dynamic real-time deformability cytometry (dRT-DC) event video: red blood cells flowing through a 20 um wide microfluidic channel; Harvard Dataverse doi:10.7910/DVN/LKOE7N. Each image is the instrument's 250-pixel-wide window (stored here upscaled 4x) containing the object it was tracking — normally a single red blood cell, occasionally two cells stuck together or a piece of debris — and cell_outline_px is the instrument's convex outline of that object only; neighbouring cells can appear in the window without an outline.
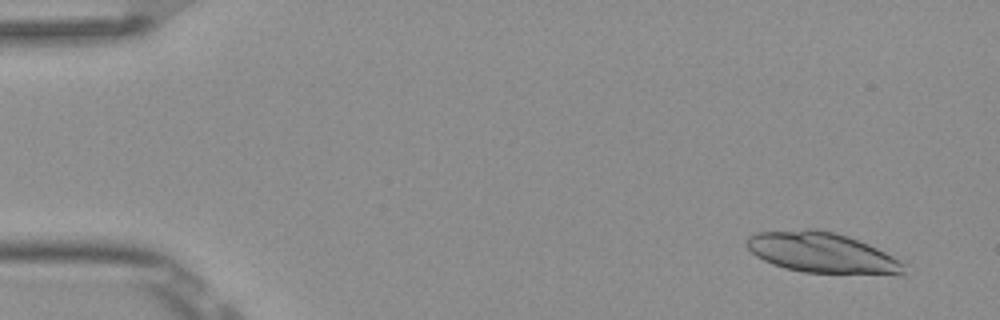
{"species": "Egyptian fruit bat (a non-hibernating species)", "species_latin": "Rousettus aegyptiacus", "temperature_condition": "room temperature", "stored_images_in_passage": 4, "camera_frame_rate_fps": 3000, "um_per_image_px": 0.085, "frame": {"image": 1, "passage_image": 1, "time_ms": 0.0, "image_size_px": [1000, 320], "cell_outline_px": [[904, 272], [900, 276], [804, 272], [784, 268], [772, 264], [756, 256], [744, 244], [748, 236], [760, 232], [808, 228], [816, 228], [848, 236], [868, 244], [900, 260], [904, 264]], "centroid_in_image_um": [69.88, 21.5], "position_along_channel_um": 15.1, "area_um2": 37.45}}